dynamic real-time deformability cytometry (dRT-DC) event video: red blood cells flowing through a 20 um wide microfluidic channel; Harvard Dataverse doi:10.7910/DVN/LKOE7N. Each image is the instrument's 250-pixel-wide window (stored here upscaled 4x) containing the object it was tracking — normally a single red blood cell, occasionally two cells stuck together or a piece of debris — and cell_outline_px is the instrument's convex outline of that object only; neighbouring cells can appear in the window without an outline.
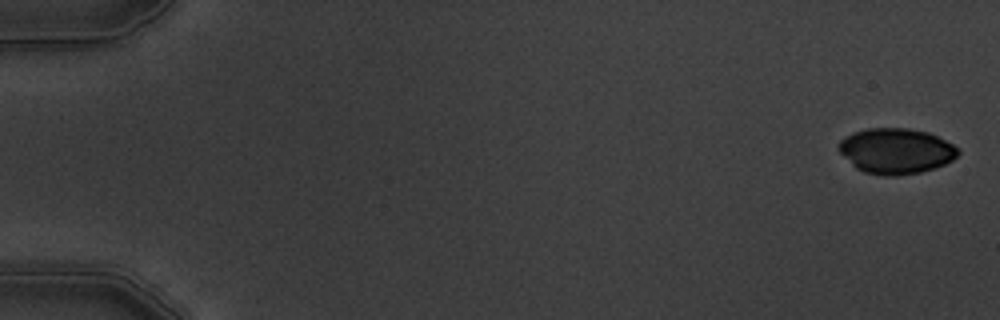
{"species": "common noctule bat (a hibernating species)", "species_latin": "Nyctalus noctula", "temperature_condition": "warm", "stored_images_in_passage": 5, "camera_frame_rate_fps": 3000, "um_per_image_px": 0.085, "animal": {"sex": "male", "body_mass_g": 19.5, "forearm_length_mm": 54.6}, "frame": {"image": 1, "passage_image": 1, "time_ms": 0.0, "image_size_px": [1000, 320], "cell_outline_px": [[960, 152], [952, 160], [944, 164], [920, 172], [896, 176], [884, 176], [864, 172], [856, 168], [836, 148], [840, 140], [844, 136], [852, 132], [868, 128], [908, 128], [928, 132], [960, 148]], "centroid_in_image_um": [76.13, 12.82], "position_along_channel_um": 8.9, "area_um2": 31.67}}